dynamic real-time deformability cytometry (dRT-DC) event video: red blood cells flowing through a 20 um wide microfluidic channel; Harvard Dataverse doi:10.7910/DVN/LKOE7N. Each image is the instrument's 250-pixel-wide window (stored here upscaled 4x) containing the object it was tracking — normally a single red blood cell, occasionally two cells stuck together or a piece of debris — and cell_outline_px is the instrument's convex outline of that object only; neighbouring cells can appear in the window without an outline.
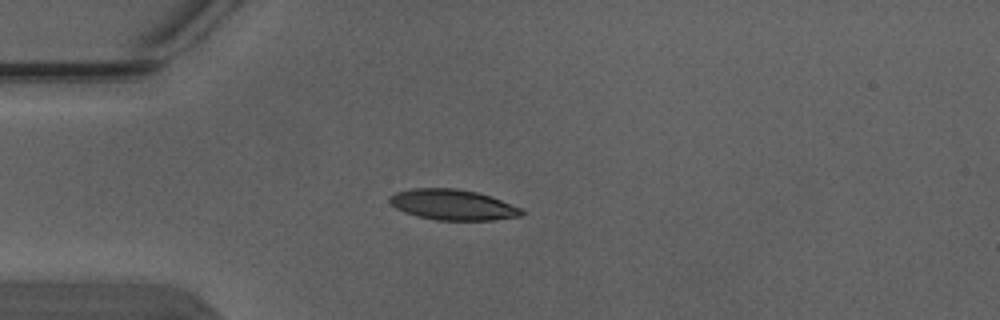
{"species": "Egyptian fruit bat (a non-hibernating species)", "species_latin": "Rousettus aegyptiacus", "temperature_condition": "warm", "stored_images_in_passage": 1, "camera_frame_rate_fps": 3000, "um_per_image_px": 0.085, "animal": {"sex": "male"}, "frame": {"image": 1, "passage_image": 1, "time_ms": 0.0, "image_size_px": [1000, 320], "cell_outline_px": [[528, 212], [520, 216], [492, 220], [436, 220], [404, 212], [396, 208], [388, 200], [388, 196], [396, 192], [412, 188], [456, 188], [476, 192], [492, 196], [520, 208]], "centroid_in_image_um": [38.49, 17.4], "position_along_channel_um": 46.5, "area_um2": 23.52}}